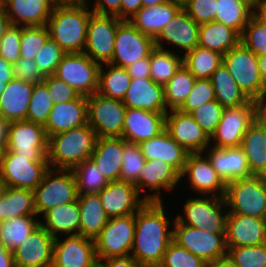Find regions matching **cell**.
I'll use <instances>...</instances> for the list:
<instances>
[{
	"instance_id": "obj_45",
	"label": "cell",
	"mask_w": 266,
	"mask_h": 267,
	"mask_svg": "<svg viewBox=\"0 0 266 267\" xmlns=\"http://www.w3.org/2000/svg\"><path fill=\"white\" fill-rule=\"evenodd\" d=\"M195 81V76L183 64L164 85V98L167 110L179 109L183 105Z\"/></svg>"
},
{
	"instance_id": "obj_24",
	"label": "cell",
	"mask_w": 266,
	"mask_h": 267,
	"mask_svg": "<svg viewBox=\"0 0 266 267\" xmlns=\"http://www.w3.org/2000/svg\"><path fill=\"white\" fill-rule=\"evenodd\" d=\"M264 243H266L265 219L233 214L227 211V248L262 245Z\"/></svg>"
},
{
	"instance_id": "obj_25",
	"label": "cell",
	"mask_w": 266,
	"mask_h": 267,
	"mask_svg": "<svg viewBox=\"0 0 266 267\" xmlns=\"http://www.w3.org/2000/svg\"><path fill=\"white\" fill-rule=\"evenodd\" d=\"M199 26L200 25L181 8L154 39L155 47L164 49L163 42L167 41L173 44V46L175 45L182 49V51H185H179V53L186 54L188 51L198 46Z\"/></svg>"
},
{
	"instance_id": "obj_31",
	"label": "cell",
	"mask_w": 266,
	"mask_h": 267,
	"mask_svg": "<svg viewBox=\"0 0 266 267\" xmlns=\"http://www.w3.org/2000/svg\"><path fill=\"white\" fill-rule=\"evenodd\" d=\"M34 84L12 79L0 94V115L9 122L26 120Z\"/></svg>"
},
{
	"instance_id": "obj_69",
	"label": "cell",
	"mask_w": 266,
	"mask_h": 267,
	"mask_svg": "<svg viewBox=\"0 0 266 267\" xmlns=\"http://www.w3.org/2000/svg\"><path fill=\"white\" fill-rule=\"evenodd\" d=\"M9 18L6 16L4 7L0 2V39L3 37L5 30L10 26Z\"/></svg>"
},
{
	"instance_id": "obj_14",
	"label": "cell",
	"mask_w": 266,
	"mask_h": 267,
	"mask_svg": "<svg viewBox=\"0 0 266 267\" xmlns=\"http://www.w3.org/2000/svg\"><path fill=\"white\" fill-rule=\"evenodd\" d=\"M122 22L113 15L92 13L88 23L84 53L100 65L109 63L114 54L116 31Z\"/></svg>"
},
{
	"instance_id": "obj_27",
	"label": "cell",
	"mask_w": 266,
	"mask_h": 267,
	"mask_svg": "<svg viewBox=\"0 0 266 267\" xmlns=\"http://www.w3.org/2000/svg\"><path fill=\"white\" fill-rule=\"evenodd\" d=\"M86 124H88L87 97L80 95L73 101L54 104L44 128L49 138L52 135L66 132Z\"/></svg>"
},
{
	"instance_id": "obj_6",
	"label": "cell",
	"mask_w": 266,
	"mask_h": 267,
	"mask_svg": "<svg viewBox=\"0 0 266 267\" xmlns=\"http://www.w3.org/2000/svg\"><path fill=\"white\" fill-rule=\"evenodd\" d=\"M223 63L240 89L254 101L266 95L258 56L241 42L223 55Z\"/></svg>"
},
{
	"instance_id": "obj_44",
	"label": "cell",
	"mask_w": 266,
	"mask_h": 267,
	"mask_svg": "<svg viewBox=\"0 0 266 267\" xmlns=\"http://www.w3.org/2000/svg\"><path fill=\"white\" fill-rule=\"evenodd\" d=\"M222 62L223 55L200 46L183 55V64L196 79H210Z\"/></svg>"
},
{
	"instance_id": "obj_72",
	"label": "cell",
	"mask_w": 266,
	"mask_h": 267,
	"mask_svg": "<svg viewBox=\"0 0 266 267\" xmlns=\"http://www.w3.org/2000/svg\"><path fill=\"white\" fill-rule=\"evenodd\" d=\"M250 4L255 10L260 9L263 6V0H243Z\"/></svg>"
},
{
	"instance_id": "obj_68",
	"label": "cell",
	"mask_w": 266,
	"mask_h": 267,
	"mask_svg": "<svg viewBox=\"0 0 266 267\" xmlns=\"http://www.w3.org/2000/svg\"><path fill=\"white\" fill-rule=\"evenodd\" d=\"M207 267H237L234 262L227 255L225 257L216 259L207 264Z\"/></svg>"
},
{
	"instance_id": "obj_50",
	"label": "cell",
	"mask_w": 266,
	"mask_h": 267,
	"mask_svg": "<svg viewBox=\"0 0 266 267\" xmlns=\"http://www.w3.org/2000/svg\"><path fill=\"white\" fill-rule=\"evenodd\" d=\"M49 38L46 25L21 26L20 55L35 60L36 54Z\"/></svg>"
},
{
	"instance_id": "obj_59",
	"label": "cell",
	"mask_w": 266,
	"mask_h": 267,
	"mask_svg": "<svg viewBox=\"0 0 266 267\" xmlns=\"http://www.w3.org/2000/svg\"><path fill=\"white\" fill-rule=\"evenodd\" d=\"M13 78L35 85L43 82L45 77L41 74L35 60L21 57L13 64Z\"/></svg>"
},
{
	"instance_id": "obj_32",
	"label": "cell",
	"mask_w": 266,
	"mask_h": 267,
	"mask_svg": "<svg viewBox=\"0 0 266 267\" xmlns=\"http://www.w3.org/2000/svg\"><path fill=\"white\" fill-rule=\"evenodd\" d=\"M126 142L122 137L97 138L90 158L109 181L120 180L123 146Z\"/></svg>"
},
{
	"instance_id": "obj_63",
	"label": "cell",
	"mask_w": 266,
	"mask_h": 267,
	"mask_svg": "<svg viewBox=\"0 0 266 267\" xmlns=\"http://www.w3.org/2000/svg\"><path fill=\"white\" fill-rule=\"evenodd\" d=\"M142 8V0H121V20L128 21Z\"/></svg>"
},
{
	"instance_id": "obj_66",
	"label": "cell",
	"mask_w": 266,
	"mask_h": 267,
	"mask_svg": "<svg viewBox=\"0 0 266 267\" xmlns=\"http://www.w3.org/2000/svg\"><path fill=\"white\" fill-rule=\"evenodd\" d=\"M10 122L0 115V148L4 151L8 144V132Z\"/></svg>"
},
{
	"instance_id": "obj_73",
	"label": "cell",
	"mask_w": 266,
	"mask_h": 267,
	"mask_svg": "<svg viewBox=\"0 0 266 267\" xmlns=\"http://www.w3.org/2000/svg\"><path fill=\"white\" fill-rule=\"evenodd\" d=\"M255 12L266 22V6H262Z\"/></svg>"
},
{
	"instance_id": "obj_40",
	"label": "cell",
	"mask_w": 266,
	"mask_h": 267,
	"mask_svg": "<svg viewBox=\"0 0 266 267\" xmlns=\"http://www.w3.org/2000/svg\"><path fill=\"white\" fill-rule=\"evenodd\" d=\"M108 67L104 69L103 67ZM101 64L99 68L97 93L105 97L123 100L130 85L131 77L126 68L110 63Z\"/></svg>"
},
{
	"instance_id": "obj_57",
	"label": "cell",
	"mask_w": 266,
	"mask_h": 267,
	"mask_svg": "<svg viewBox=\"0 0 266 267\" xmlns=\"http://www.w3.org/2000/svg\"><path fill=\"white\" fill-rule=\"evenodd\" d=\"M21 26L10 24L1 38L0 56L12 65L20 58Z\"/></svg>"
},
{
	"instance_id": "obj_75",
	"label": "cell",
	"mask_w": 266,
	"mask_h": 267,
	"mask_svg": "<svg viewBox=\"0 0 266 267\" xmlns=\"http://www.w3.org/2000/svg\"><path fill=\"white\" fill-rule=\"evenodd\" d=\"M4 188H5V184H4V181L2 180V177L0 175V195L3 193Z\"/></svg>"
},
{
	"instance_id": "obj_37",
	"label": "cell",
	"mask_w": 266,
	"mask_h": 267,
	"mask_svg": "<svg viewBox=\"0 0 266 267\" xmlns=\"http://www.w3.org/2000/svg\"><path fill=\"white\" fill-rule=\"evenodd\" d=\"M240 147L243 149L253 175L266 171V129L255 119L243 136Z\"/></svg>"
},
{
	"instance_id": "obj_1",
	"label": "cell",
	"mask_w": 266,
	"mask_h": 267,
	"mask_svg": "<svg viewBox=\"0 0 266 267\" xmlns=\"http://www.w3.org/2000/svg\"><path fill=\"white\" fill-rule=\"evenodd\" d=\"M164 208L162 201H147L135 213V235L130 255L143 267H158L173 241V230H168L171 222Z\"/></svg>"
},
{
	"instance_id": "obj_79",
	"label": "cell",
	"mask_w": 266,
	"mask_h": 267,
	"mask_svg": "<svg viewBox=\"0 0 266 267\" xmlns=\"http://www.w3.org/2000/svg\"><path fill=\"white\" fill-rule=\"evenodd\" d=\"M263 6H266V0H263Z\"/></svg>"
},
{
	"instance_id": "obj_61",
	"label": "cell",
	"mask_w": 266,
	"mask_h": 267,
	"mask_svg": "<svg viewBox=\"0 0 266 267\" xmlns=\"http://www.w3.org/2000/svg\"><path fill=\"white\" fill-rule=\"evenodd\" d=\"M131 79L150 78V55L125 67Z\"/></svg>"
},
{
	"instance_id": "obj_29",
	"label": "cell",
	"mask_w": 266,
	"mask_h": 267,
	"mask_svg": "<svg viewBox=\"0 0 266 267\" xmlns=\"http://www.w3.org/2000/svg\"><path fill=\"white\" fill-rule=\"evenodd\" d=\"M210 146L206 151V156L212 163L213 169L226 184L253 175L247 157L240 146L231 148H217L214 146L210 148Z\"/></svg>"
},
{
	"instance_id": "obj_48",
	"label": "cell",
	"mask_w": 266,
	"mask_h": 267,
	"mask_svg": "<svg viewBox=\"0 0 266 267\" xmlns=\"http://www.w3.org/2000/svg\"><path fill=\"white\" fill-rule=\"evenodd\" d=\"M53 106L54 103L50 98L46 85L43 82L35 84L26 120L45 125Z\"/></svg>"
},
{
	"instance_id": "obj_12",
	"label": "cell",
	"mask_w": 266,
	"mask_h": 267,
	"mask_svg": "<svg viewBox=\"0 0 266 267\" xmlns=\"http://www.w3.org/2000/svg\"><path fill=\"white\" fill-rule=\"evenodd\" d=\"M135 235V214L109 218L94 240L98 261L131 254Z\"/></svg>"
},
{
	"instance_id": "obj_74",
	"label": "cell",
	"mask_w": 266,
	"mask_h": 267,
	"mask_svg": "<svg viewBox=\"0 0 266 267\" xmlns=\"http://www.w3.org/2000/svg\"><path fill=\"white\" fill-rule=\"evenodd\" d=\"M12 79H0V94L4 91L6 88V85L8 82H10Z\"/></svg>"
},
{
	"instance_id": "obj_21",
	"label": "cell",
	"mask_w": 266,
	"mask_h": 267,
	"mask_svg": "<svg viewBox=\"0 0 266 267\" xmlns=\"http://www.w3.org/2000/svg\"><path fill=\"white\" fill-rule=\"evenodd\" d=\"M98 194L109 218L135 214L147 202L135 185L120 180L109 181Z\"/></svg>"
},
{
	"instance_id": "obj_28",
	"label": "cell",
	"mask_w": 266,
	"mask_h": 267,
	"mask_svg": "<svg viewBox=\"0 0 266 267\" xmlns=\"http://www.w3.org/2000/svg\"><path fill=\"white\" fill-rule=\"evenodd\" d=\"M127 108L143 109L151 112L167 113L164 86L151 78L131 79L122 100Z\"/></svg>"
},
{
	"instance_id": "obj_3",
	"label": "cell",
	"mask_w": 266,
	"mask_h": 267,
	"mask_svg": "<svg viewBox=\"0 0 266 267\" xmlns=\"http://www.w3.org/2000/svg\"><path fill=\"white\" fill-rule=\"evenodd\" d=\"M97 138L89 124L50 136L47 153L49 168L73 170L90 158Z\"/></svg>"
},
{
	"instance_id": "obj_47",
	"label": "cell",
	"mask_w": 266,
	"mask_h": 267,
	"mask_svg": "<svg viewBox=\"0 0 266 267\" xmlns=\"http://www.w3.org/2000/svg\"><path fill=\"white\" fill-rule=\"evenodd\" d=\"M240 42L256 56L266 54V22L256 12L244 27Z\"/></svg>"
},
{
	"instance_id": "obj_67",
	"label": "cell",
	"mask_w": 266,
	"mask_h": 267,
	"mask_svg": "<svg viewBox=\"0 0 266 267\" xmlns=\"http://www.w3.org/2000/svg\"><path fill=\"white\" fill-rule=\"evenodd\" d=\"M0 79H13V65L0 56Z\"/></svg>"
},
{
	"instance_id": "obj_41",
	"label": "cell",
	"mask_w": 266,
	"mask_h": 267,
	"mask_svg": "<svg viewBox=\"0 0 266 267\" xmlns=\"http://www.w3.org/2000/svg\"><path fill=\"white\" fill-rule=\"evenodd\" d=\"M215 21L236 30L240 35L255 9L243 0H216Z\"/></svg>"
},
{
	"instance_id": "obj_16",
	"label": "cell",
	"mask_w": 266,
	"mask_h": 267,
	"mask_svg": "<svg viewBox=\"0 0 266 267\" xmlns=\"http://www.w3.org/2000/svg\"><path fill=\"white\" fill-rule=\"evenodd\" d=\"M6 150L24 157H47L48 137L44 125L28 120L10 122Z\"/></svg>"
},
{
	"instance_id": "obj_2",
	"label": "cell",
	"mask_w": 266,
	"mask_h": 267,
	"mask_svg": "<svg viewBox=\"0 0 266 267\" xmlns=\"http://www.w3.org/2000/svg\"><path fill=\"white\" fill-rule=\"evenodd\" d=\"M87 5L88 2L82 0H60L47 21L49 37L65 53L84 52L89 18L93 13Z\"/></svg>"
},
{
	"instance_id": "obj_42",
	"label": "cell",
	"mask_w": 266,
	"mask_h": 267,
	"mask_svg": "<svg viewBox=\"0 0 266 267\" xmlns=\"http://www.w3.org/2000/svg\"><path fill=\"white\" fill-rule=\"evenodd\" d=\"M38 219L27 215L0 222V241L13 252L40 225Z\"/></svg>"
},
{
	"instance_id": "obj_11",
	"label": "cell",
	"mask_w": 266,
	"mask_h": 267,
	"mask_svg": "<svg viewBox=\"0 0 266 267\" xmlns=\"http://www.w3.org/2000/svg\"><path fill=\"white\" fill-rule=\"evenodd\" d=\"M100 64L84 52L65 53L54 76L73 87L79 95L91 96L98 90Z\"/></svg>"
},
{
	"instance_id": "obj_23",
	"label": "cell",
	"mask_w": 266,
	"mask_h": 267,
	"mask_svg": "<svg viewBox=\"0 0 266 267\" xmlns=\"http://www.w3.org/2000/svg\"><path fill=\"white\" fill-rule=\"evenodd\" d=\"M166 127V113L151 112L137 108H127L122 138L137 143L160 135Z\"/></svg>"
},
{
	"instance_id": "obj_52",
	"label": "cell",
	"mask_w": 266,
	"mask_h": 267,
	"mask_svg": "<svg viewBox=\"0 0 266 267\" xmlns=\"http://www.w3.org/2000/svg\"><path fill=\"white\" fill-rule=\"evenodd\" d=\"M223 111L224 107L215 99L204 103L190 114L202 130L211 138L222 118Z\"/></svg>"
},
{
	"instance_id": "obj_49",
	"label": "cell",
	"mask_w": 266,
	"mask_h": 267,
	"mask_svg": "<svg viewBox=\"0 0 266 267\" xmlns=\"http://www.w3.org/2000/svg\"><path fill=\"white\" fill-rule=\"evenodd\" d=\"M122 155L120 181L128 182L138 187V175L146 162L139 144L126 142L123 146Z\"/></svg>"
},
{
	"instance_id": "obj_15",
	"label": "cell",
	"mask_w": 266,
	"mask_h": 267,
	"mask_svg": "<svg viewBox=\"0 0 266 267\" xmlns=\"http://www.w3.org/2000/svg\"><path fill=\"white\" fill-rule=\"evenodd\" d=\"M154 48L153 38L142 34L129 21H123L117 28L114 54L109 63L125 68L148 57Z\"/></svg>"
},
{
	"instance_id": "obj_39",
	"label": "cell",
	"mask_w": 266,
	"mask_h": 267,
	"mask_svg": "<svg viewBox=\"0 0 266 267\" xmlns=\"http://www.w3.org/2000/svg\"><path fill=\"white\" fill-rule=\"evenodd\" d=\"M210 80L215 92V99L224 108L245 105L251 100L240 89L223 62L212 73Z\"/></svg>"
},
{
	"instance_id": "obj_77",
	"label": "cell",
	"mask_w": 266,
	"mask_h": 267,
	"mask_svg": "<svg viewBox=\"0 0 266 267\" xmlns=\"http://www.w3.org/2000/svg\"><path fill=\"white\" fill-rule=\"evenodd\" d=\"M173 1H177L183 4L186 0H173Z\"/></svg>"
},
{
	"instance_id": "obj_20",
	"label": "cell",
	"mask_w": 266,
	"mask_h": 267,
	"mask_svg": "<svg viewBox=\"0 0 266 267\" xmlns=\"http://www.w3.org/2000/svg\"><path fill=\"white\" fill-rule=\"evenodd\" d=\"M180 175L181 178L187 175L190 186L203 196L212 194V196L224 197L225 195L226 183L213 169L209 158L203 153H189Z\"/></svg>"
},
{
	"instance_id": "obj_43",
	"label": "cell",
	"mask_w": 266,
	"mask_h": 267,
	"mask_svg": "<svg viewBox=\"0 0 266 267\" xmlns=\"http://www.w3.org/2000/svg\"><path fill=\"white\" fill-rule=\"evenodd\" d=\"M183 65L181 57L172 50L155 47L150 54V78L164 86Z\"/></svg>"
},
{
	"instance_id": "obj_30",
	"label": "cell",
	"mask_w": 266,
	"mask_h": 267,
	"mask_svg": "<svg viewBox=\"0 0 266 267\" xmlns=\"http://www.w3.org/2000/svg\"><path fill=\"white\" fill-rule=\"evenodd\" d=\"M139 148L146 160H163L180 174L183 172L189 154L166 130L154 138L140 142Z\"/></svg>"
},
{
	"instance_id": "obj_62",
	"label": "cell",
	"mask_w": 266,
	"mask_h": 267,
	"mask_svg": "<svg viewBox=\"0 0 266 267\" xmlns=\"http://www.w3.org/2000/svg\"><path fill=\"white\" fill-rule=\"evenodd\" d=\"M101 267H143L131 255L125 257H111L99 260Z\"/></svg>"
},
{
	"instance_id": "obj_35",
	"label": "cell",
	"mask_w": 266,
	"mask_h": 267,
	"mask_svg": "<svg viewBox=\"0 0 266 267\" xmlns=\"http://www.w3.org/2000/svg\"><path fill=\"white\" fill-rule=\"evenodd\" d=\"M77 200L80 208L79 235L95 240L109 220L99 194H78Z\"/></svg>"
},
{
	"instance_id": "obj_55",
	"label": "cell",
	"mask_w": 266,
	"mask_h": 267,
	"mask_svg": "<svg viewBox=\"0 0 266 267\" xmlns=\"http://www.w3.org/2000/svg\"><path fill=\"white\" fill-rule=\"evenodd\" d=\"M212 100H215V92L211 80L205 78L196 79L190 94L179 110L185 113H191L204 103Z\"/></svg>"
},
{
	"instance_id": "obj_5",
	"label": "cell",
	"mask_w": 266,
	"mask_h": 267,
	"mask_svg": "<svg viewBox=\"0 0 266 267\" xmlns=\"http://www.w3.org/2000/svg\"><path fill=\"white\" fill-rule=\"evenodd\" d=\"M36 215L60 204L77 200V182L73 170L49 168L33 190Z\"/></svg>"
},
{
	"instance_id": "obj_54",
	"label": "cell",
	"mask_w": 266,
	"mask_h": 267,
	"mask_svg": "<svg viewBox=\"0 0 266 267\" xmlns=\"http://www.w3.org/2000/svg\"><path fill=\"white\" fill-rule=\"evenodd\" d=\"M65 52L50 37L36 54L35 62L44 77L54 75Z\"/></svg>"
},
{
	"instance_id": "obj_58",
	"label": "cell",
	"mask_w": 266,
	"mask_h": 267,
	"mask_svg": "<svg viewBox=\"0 0 266 267\" xmlns=\"http://www.w3.org/2000/svg\"><path fill=\"white\" fill-rule=\"evenodd\" d=\"M43 83L46 85L54 104L73 101L80 96L73 87L54 75L45 77Z\"/></svg>"
},
{
	"instance_id": "obj_8",
	"label": "cell",
	"mask_w": 266,
	"mask_h": 267,
	"mask_svg": "<svg viewBox=\"0 0 266 267\" xmlns=\"http://www.w3.org/2000/svg\"><path fill=\"white\" fill-rule=\"evenodd\" d=\"M173 222V241L184 247L207 264L228 255L226 233H212L181 224L176 218Z\"/></svg>"
},
{
	"instance_id": "obj_46",
	"label": "cell",
	"mask_w": 266,
	"mask_h": 267,
	"mask_svg": "<svg viewBox=\"0 0 266 267\" xmlns=\"http://www.w3.org/2000/svg\"><path fill=\"white\" fill-rule=\"evenodd\" d=\"M78 194L99 193L109 180L99 171L94 161L89 158L73 169Z\"/></svg>"
},
{
	"instance_id": "obj_36",
	"label": "cell",
	"mask_w": 266,
	"mask_h": 267,
	"mask_svg": "<svg viewBox=\"0 0 266 267\" xmlns=\"http://www.w3.org/2000/svg\"><path fill=\"white\" fill-rule=\"evenodd\" d=\"M241 35L233 28L211 21L199 26L198 46L224 55L240 43Z\"/></svg>"
},
{
	"instance_id": "obj_51",
	"label": "cell",
	"mask_w": 266,
	"mask_h": 267,
	"mask_svg": "<svg viewBox=\"0 0 266 267\" xmlns=\"http://www.w3.org/2000/svg\"><path fill=\"white\" fill-rule=\"evenodd\" d=\"M228 256L237 267H266V243L228 248Z\"/></svg>"
},
{
	"instance_id": "obj_10",
	"label": "cell",
	"mask_w": 266,
	"mask_h": 267,
	"mask_svg": "<svg viewBox=\"0 0 266 267\" xmlns=\"http://www.w3.org/2000/svg\"><path fill=\"white\" fill-rule=\"evenodd\" d=\"M126 105L97 92L87 97V123L98 138L122 137Z\"/></svg>"
},
{
	"instance_id": "obj_33",
	"label": "cell",
	"mask_w": 266,
	"mask_h": 267,
	"mask_svg": "<svg viewBox=\"0 0 266 267\" xmlns=\"http://www.w3.org/2000/svg\"><path fill=\"white\" fill-rule=\"evenodd\" d=\"M181 8L182 3L173 0L155 6L142 7L128 21L142 34L155 39Z\"/></svg>"
},
{
	"instance_id": "obj_34",
	"label": "cell",
	"mask_w": 266,
	"mask_h": 267,
	"mask_svg": "<svg viewBox=\"0 0 266 267\" xmlns=\"http://www.w3.org/2000/svg\"><path fill=\"white\" fill-rule=\"evenodd\" d=\"M40 225L43 226L54 238L58 234L79 235L80 208L78 200L60 204L43 214Z\"/></svg>"
},
{
	"instance_id": "obj_13",
	"label": "cell",
	"mask_w": 266,
	"mask_h": 267,
	"mask_svg": "<svg viewBox=\"0 0 266 267\" xmlns=\"http://www.w3.org/2000/svg\"><path fill=\"white\" fill-rule=\"evenodd\" d=\"M256 119V103L250 100L245 105L225 107L215 133L212 146L217 148L239 147L249 126Z\"/></svg>"
},
{
	"instance_id": "obj_9",
	"label": "cell",
	"mask_w": 266,
	"mask_h": 267,
	"mask_svg": "<svg viewBox=\"0 0 266 267\" xmlns=\"http://www.w3.org/2000/svg\"><path fill=\"white\" fill-rule=\"evenodd\" d=\"M227 208L224 197L203 196L188 198L183 206V215L176 219L184 225L208 230L212 233H226Z\"/></svg>"
},
{
	"instance_id": "obj_26",
	"label": "cell",
	"mask_w": 266,
	"mask_h": 267,
	"mask_svg": "<svg viewBox=\"0 0 266 267\" xmlns=\"http://www.w3.org/2000/svg\"><path fill=\"white\" fill-rule=\"evenodd\" d=\"M60 0H0L13 25L43 26Z\"/></svg>"
},
{
	"instance_id": "obj_64",
	"label": "cell",
	"mask_w": 266,
	"mask_h": 267,
	"mask_svg": "<svg viewBox=\"0 0 266 267\" xmlns=\"http://www.w3.org/2000/svg\"><path fill=\"white\" fill-rule=\"evenodd\" d=\"M0 267H15L14 255L0 241Z\"/></svg>"
},
{
	"instance_id": "obj_7",
	"label": "cell",
	"mask_w": 266,
	"mask_h": 267,
	"mask_svg": "<svg viewBox=\"0 0 266 267\" xmlns=\"http://www.w3.org/2000/svg\"><path fill=\"white\" fill-rule=\"evenodd\" d=\"M49 169L47 157H24L4 150L0 163V175L5 187L34 190Z\"/></svg>"
},
{
	"instance_id": "obj_71",
	"label": "cell",
	"mask_w": 266,
	"mask_h": 267,
	"mask_svg": "<svg viewBox=\"0 0 266 267\" xmlns=\"http://www.w3.org/2000/svg\"><path fill=\"white\" fill-rule=\"evenodd\" d=\"M171 0H142V7L155 6L158 4L167 3Z\"/></svg>"
},
{
	"instance_id": "obj_65",
	"label": "cell",
	"mask_w": 266,
	"mask_h": 267,
	"mask_svg": "<svg viewBox=\"0 0 266 267\" xmlns=\"http://www.w3.org/2000/svg\"><path fill=\"white\" fill-rule=\"evenodd\" d=\"M256 103V119L266 129V95L255 101Z\"/></svg>"
},
{
	"instance_id": "obj_18",
	"label": "cell",
	"mask_w": 266,
	"mask_h": 267,
	"mask_svg": "<svg viewBox=\"0 0 266 267\" xmlns=\"http://www.w3.org/2000/svg\"><path fill=\"white\" fill-rule=\"evenodd\" d=\"M95 241L81 235H69L54 242L52 267H96Z\"/></svg>"
},
{
	"instance_id": "obj_17",
	"label": "cell",
	"mask_w": 266,
	"mask_h": 267,
	"mask_svg": "<svg viewBox=\"0 0 266 267\" xmlns=\"http://www.w3.org/2000/svg\"><path fill=\"white\" fill-rule=\"evenodd\" d=\"M168 112L165 130L170 136L189 153H205V149L207 150V146L211 143L210 137L192 115L179 109Z\"/></svg>"
},
{
	"instance_id": "obj_22",
	"label": "cell",
	"mask_w": 266,
	"mask_h": 267,
	"mask_svg": "<svg viewBox=\"0 0 266 267\" xmlns=\"http://www.w3.org/2000/svg\"><path fill=\"white\" fill-rule=\"evenodd\" d=\"M180 173L170 164L160 159L146 160L145 164L138 175L137 191L141 195L142 191L148 188L150 191H157L147 193L143 196L146 201H162L161 189L171 191L180 182Z\"/></svg>"
},
{
	"instance_id": "obj_56",
	"label": "cell",
	"mask_w": 266,
	"mask_h": 267,
	"mask_svg": "<svg viewBox=\"0 0 266 267\" xmlns=\"http://www.w3.org/2000/svg\"><path fill=\"white\" fill-rule=\"evenodd\" d=\"M216 0H186L182 8L199 25L215 21Z\"/></svg>"
},
{
	"instance_id": "obj_76",
	"label": "cell",
	"mask_w": 266,
	"mask_h": 267,
	"mask_svg": "<svg viewBox=\"0 0 266 267\" xmlns=\"http://www.w3.org/2000/svg\"><path fill=\"white\" fill-rule=\"evenodd\" d=\"M2 154H3V150L0 148V163H1V159H2Z\"/></svg>"
},
{
	"instance_id": "obj_60",
	"label": "cell",
	"mask_w": 266,
	"mask_h": 267,
	"mask_svg": "<svg viewBox=\"0 0 266 267\" xmlns=\"http://www.w3.org/2000/svg\"><path fill=\"white\" fill-rule=\"evenodd\" d=\"M92 8L93 13L100 15H113L121 20V0H95Z\"/></svg>"
},
{
	"instance_id": "obj_4",
	"label": "cell",
	"mask_w": 266,
	"mask_h": 267,
	"mask_svg": "<svg viewBox=\"0 0 266 267\" xmlns=\"http://www.w3.org/2000/svg\"><path fill=\"white\" fill-rule=\"evenodd\" d=\"M224 199L229 213L265 219L266 179L252 175L228 182Z\"/></svg>"
},
{
	"instance_id": "obj_53",
	"label": "cell",
	"mask_w": 266,
	"mask_h": 267,
	"mask_svg": "<svg viewBox=\"0 0 266 267\" xmlns=\"http://www.w3.org/2000/svg\"><path fill=\"white\" fill-rule=\"evenodd\" d=\"M158 267H207V263L172 241Z\"/></svg>"
},
{
	"instance_id": "obj_70",
	"label": "cell",
	"mask_w": 266,
	"mask_h": 267,
	"mask_svg": "<svg viewBox=\"0 0 266 267\" xmlns=\"http://www.w3.org/2000/svg\"><path fill=\"white\" fill-rule=\"evenodd\" d=\"M258 66L261 74L262 81L266 87V54L258 56Z\"/></svg>"
},
{
	"instance_id": "obj_38",
	"label": "cell",
	"mask_w": 266,
	"mask_h": 267,
	"mask_svg": "<svg viewBox=\"0 0 266 267\" xmlns=\"http://www.w3.org/2000/svg\"><path fill=\"white\" fill-rule=\"evenodd\" d=\"M27 215H36L33 191L5 187L0 195V222Z\"/></svg>"
},
{
	"instance_id": "obj_19",
	"label": "cell",
	"mask_w": 266,
	"mask_h": 267,
	"mask_svg": "<svg viewBox=\"0 0 266 267\" xmlns=\"http://www.w3.org/2000/svg\"><path fill=\"white\" fill-rule=\"evenodd\" d=\"M55 239L39 225L13 251L15 267H52Z\"/></svg>"
},
{
	"instance_id": "obj_78",
	"label": "cell",
	"mask_w": 266,
	"mask_h": 267,
	"mask_svg": "<svg viewBox=\"0 0 266 267\" xmlns=\"http://www.w3.org/2000/svg\"><path fill=\"white\" fill-rule=\"evenodd\" d=\"M261 176L266 179V171Z\"/></svg>"
}]
</instances>
